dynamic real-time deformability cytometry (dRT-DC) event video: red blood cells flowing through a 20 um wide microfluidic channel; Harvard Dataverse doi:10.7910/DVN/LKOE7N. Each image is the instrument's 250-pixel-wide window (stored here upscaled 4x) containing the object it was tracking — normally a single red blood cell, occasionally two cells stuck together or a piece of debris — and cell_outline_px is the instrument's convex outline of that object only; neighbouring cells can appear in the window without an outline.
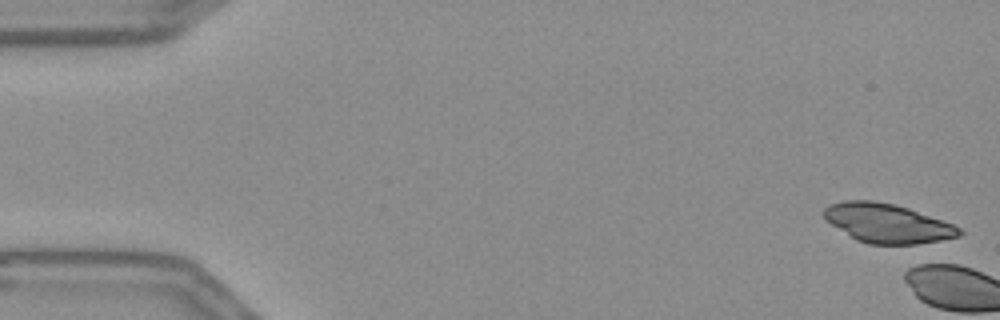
{"species": "Egyptian fruit bat (a non-hibernating species)", "species_latin": "Rousettus aegyptiacus", "temperature_condition": "warm", "stored_images_in_passage": 3, "camera_frame_rate_fps": 3000, "um_per_image_px": 0.085, "frame": {"image": 1, "passage_image": 1, "time_ms": 0.0, "image_size_px": [1000, 320], "cell_outline_px": [[964, 232], [960, 236], [940, 240], [916, 244], [868, 244], [856, 240], [824, 220], [824, 208], [828, 204], [844, 200], [872, 200], [892, 204], [908, 208], [952, 224], [960, 228]], "centroid_in_image_um": [75.38, 18.97], "position_along_channel_um": 9.6, "area_um2": 30.75}}